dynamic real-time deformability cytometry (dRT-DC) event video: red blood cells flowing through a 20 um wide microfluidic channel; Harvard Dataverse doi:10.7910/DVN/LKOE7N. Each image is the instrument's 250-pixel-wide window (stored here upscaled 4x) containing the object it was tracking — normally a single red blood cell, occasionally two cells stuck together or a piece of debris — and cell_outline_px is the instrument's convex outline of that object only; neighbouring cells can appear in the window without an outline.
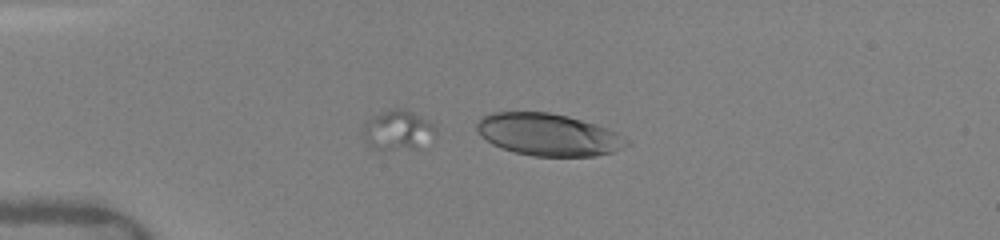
{"species": "human", "species_latin": "Homo sapiens", "temperature_condition": "warm", "stored_images_in_passage": 31, "camera_frame_rate_fps": 3000, "um_per_image_px": 0.085, "donor": {"sex": "female"}, "frame": {"image": 1, "passage_image": 1, "time_ms": 0.0, "image_size_px": [1000, 240], "cell_outline_px": [[632, 144], [612, 152], [596, 156], [532, 156], [516, 152], [492, 144], [480, 136], [476, 128], [476, 124], [480, 116], [492, 112], [548, 112], [568, 116], [596, 124], [608, 128], [632, 140]], "centroid_in_image_um": [46.63, 11.44], "position_along_channel_um": 38.4, "area_um2": 37.17}}